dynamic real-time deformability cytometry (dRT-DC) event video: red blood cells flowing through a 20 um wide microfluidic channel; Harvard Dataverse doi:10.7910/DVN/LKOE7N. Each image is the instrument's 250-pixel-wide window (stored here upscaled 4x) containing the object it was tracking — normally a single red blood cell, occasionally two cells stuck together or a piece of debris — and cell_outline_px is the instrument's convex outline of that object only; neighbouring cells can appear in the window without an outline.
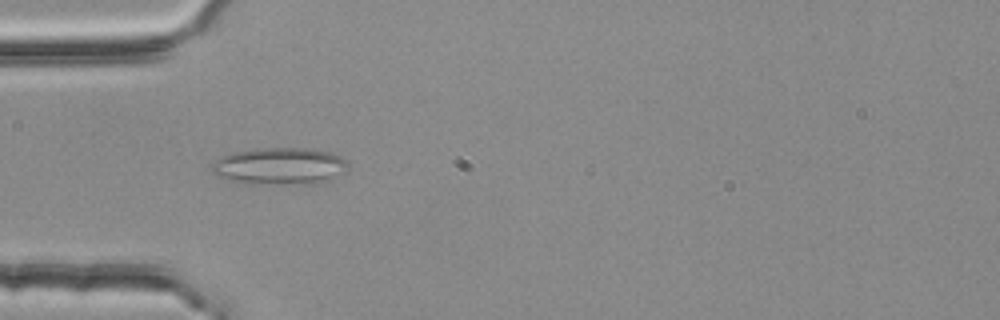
{"species": "common noctule bat (a hibernating species)", "species_latin": "Nyctalus noctula", "temperature_condition": "room temperature", "stored_images_in_passage": 2, "camera_frame_rate_fps": 3000, "um_per_image_px": 0.085, "animal": {"sex": "female", "body_mass_g": 25.1}, "frame": {"image": 1, "passage_image": 2, "time_ms": 0.333, "image_size_px": [1000, 320], "cell_outline_px": [[348, 168], [344, 172], [328, 180], [312, 184], [228, 180], [216, 176], [212, 172], [212, 164], [220, 156], [236, 152], [256, 148], [312, 148], [332, 152], [340, 156], [348, 164]], "centroid_in_image_um": [23.81, 14.08], "position_along_channel_um": 61.2, "area_um2": 28.78}}